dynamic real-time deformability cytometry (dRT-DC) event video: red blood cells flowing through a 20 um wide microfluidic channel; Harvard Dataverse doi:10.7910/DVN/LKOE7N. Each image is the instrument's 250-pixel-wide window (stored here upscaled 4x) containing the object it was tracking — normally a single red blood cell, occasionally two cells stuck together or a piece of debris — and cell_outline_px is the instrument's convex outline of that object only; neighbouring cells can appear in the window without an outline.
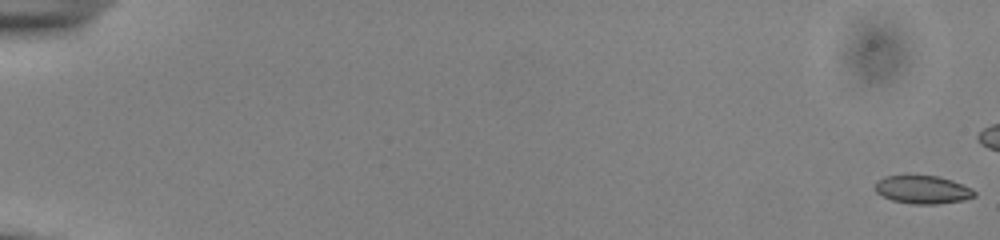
{"species": "common noctule bat (a hibernating species)", "species_latin": "Nyctalus noctula", "temperature_condition": "cold", "stored_images_in_passage": 47, "camera_frame_rate_fps": 3000, "um_per_image_px": 0.085, "animal": {"sex": "male", "body_mass_g": 13.0, "forearm_length_mm": 53.1}, "frame": {"image": 1, "passage_image": 1, "time_ms": 0.0, "image_size_px": [1000, 240], "cell_outline_px": [[976, 196], [964, 200], [936, 204], [912, 204], [892, 200], [876, 192], [872, 188], [876, 180], [884, 176], [908, 172], [940, 176], [952, 180], [972, 188], [976, 192]], "centroid_in_image_um": [78.37, 16.06], "position_along_channel_um": 6.6, "area_um2": 17.22}}
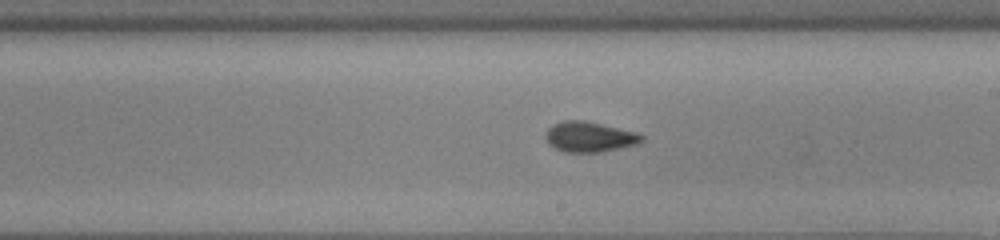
{"frame": {"image": 2, "passage_image": 34, "time_ms": 11.0, "image_size_px": [1000, 240], "cell_outline_px": [[644, 140], [640, 144], [600, 152], [564, 152], [548, 144], [544, 136], [544, 132], [552, 124], [564, 120], [584, 120], [636, 132], [644, 136]], "centroid_in_image_um": [50.09, 11.63], "position_along_channel_um": 238.9, "area_um2": 17.17}}
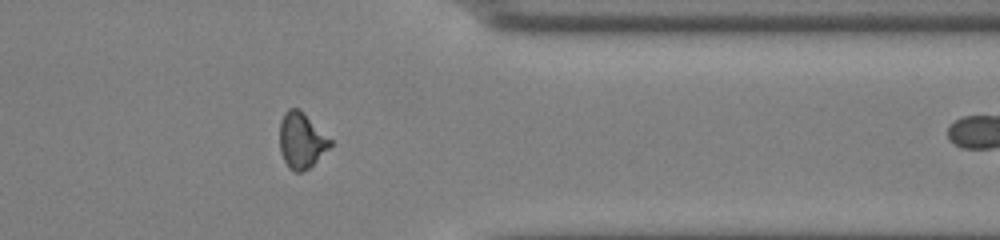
{"frame": {"image": 3, "passage_image": 46, "time_ms": 15.0, "image_size_px": [1000, 240], "cell_outline_px": [[332, 144], [308, 168], [300, 172], [296, 172], [288, 168], [280, 152], [280, 120], [284, 112], [288, 108], [300, 108], [332, 140]], "centroid_in_image_um": [25.6, 11.9], "position_along_channel_um": 385.8, "area_um2": 16.36}}